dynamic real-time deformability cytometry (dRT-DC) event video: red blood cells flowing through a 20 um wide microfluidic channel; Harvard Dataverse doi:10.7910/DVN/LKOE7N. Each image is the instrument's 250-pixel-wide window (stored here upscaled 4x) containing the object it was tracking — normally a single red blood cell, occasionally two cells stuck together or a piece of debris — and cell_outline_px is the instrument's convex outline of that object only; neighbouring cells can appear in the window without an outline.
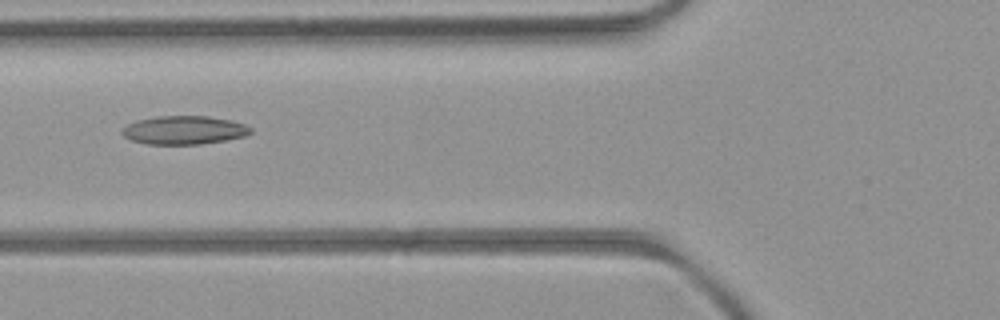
{"species": "common noctule bat (a hibernating species)", "species_latin": "Nyctalus noctula", "temperature_condition": "room temperature", "stored_images_in_passage": 46, "camera_frame_rate_fps": 3000, "um_per_image_px": 0.085, "animal": {"sex": "female", "body_mass_g": 21.9}, "frame": {"image": 1, "passage_image": 14, "time_ms": 4.333, "image_size_px": [1000, 320], "cell_outline_px": [[252, 132], [244, 136], [224, 140], [200, 144], [148, 144], [132, 140], [124, 136], [120, 132], [128, 124], [136, 120], [156, 116], [208, 116], [232, 120], [244, 124], [252, 128]], "centroid_in_image_um": [15.65, 11.05], "position_along_channel_um": 110.2, "area_um2": 21.27}}
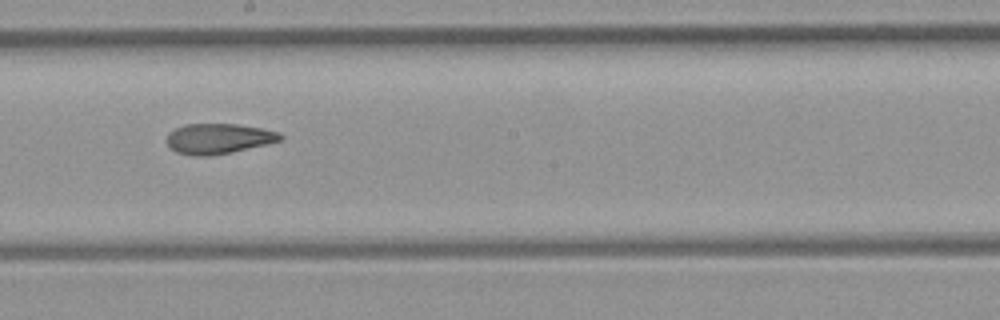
{"frame": {"image": 2, "passage_image": 23, "time_ms": 7.333, "image_size_px": [1000, 320], "cell_outline_px": [[284, 140], [232, 152], [208, 156], [192, 156], [176, 152], [168, 148], [164, 140], [168, 132], [184, 124], [236, 124], [260, 128], [280, 132], [284, 136]], "centroid_in_image_um": [18.53, 11.79], "position_along_channel_um": 229.7, "area_um2": 20.4}}
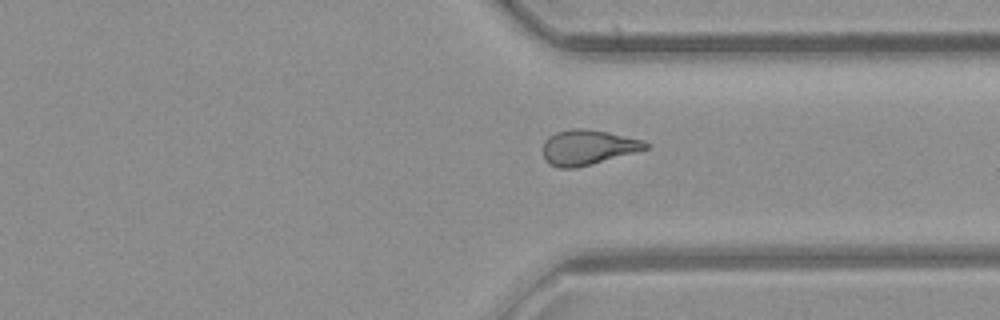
{"frame": {"image": 3, "passage_image": 33, "time_ms": 10.667, "image_size_px": [1000, 320], "cell_outline_px": [[648, 148], [592, 164], [576, 168], [560, 168], [548, 164], [544, 160], [544, 140], [548, 136], [556, 132], [572, 128], [584, 128], [608, 132], [644, 140], [648, 144]], "centroid_in_image_um": [49.93, 12.52], "position_along_channel_um": 361.5, "area_um2": 20.92}, "authors_computed_cell_mechanics": {"area_um2": 21.0392, "velocity_mm_per_s": 3.9719, "shape_relaxation_time_tau1_ms": null, "shape_relaxation_time_tau2_ms": 3.3499, "deformation_change_tau1": null, "deformation_change_tau2": 0.1075}}